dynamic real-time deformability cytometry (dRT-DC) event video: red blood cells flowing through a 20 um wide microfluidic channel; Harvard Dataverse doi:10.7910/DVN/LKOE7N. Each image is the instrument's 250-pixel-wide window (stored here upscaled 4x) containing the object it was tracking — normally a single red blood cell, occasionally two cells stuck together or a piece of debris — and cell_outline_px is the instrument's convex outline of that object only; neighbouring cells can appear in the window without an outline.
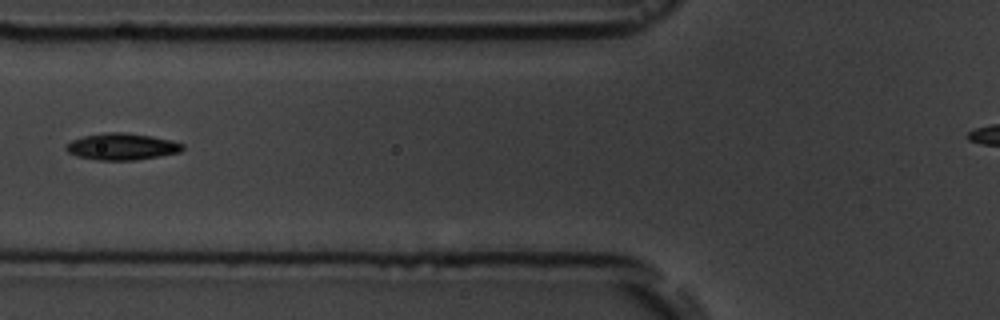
{"species": "common noctule bat (a hibernating species)", "species_latin": "Nyctalus noctula", "temperature_condition": "room temperature", "stored_images_in_passage": 2, "camera_frame_rate_fps": 3000, "um_per_image_px": 0.085, "animal": {"sex": "male", "body_mass_g": 19.5, "forearm_length_mm": 54.6}, "frame": {"image": 1, "passage_image": 2, "time_ms": 1.0, "image_size_px": [1000, 320], "cell_outline_px": [[184, 148], [180, 152], [160, 156], [136, 160], [100, 160], [76, 156], [68, 152], [64, 148], [72, 140], [84, 136], [108, 132], [124, 132], [152, 136], [172, 140], [184, 144]], "centroid_in_image_um": [10.39, 12.46], "position_along_channel_um": 115.4, "area_um2": 18.09}}